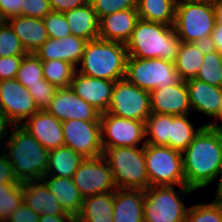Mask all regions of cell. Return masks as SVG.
<instances>
[{"label":"cell","instance_id":"obj_36","mask_svg":"<svg viewBox=\"0 0 222 222\" xmlns=\"http://www.w3.org/2000/svg\"><path fill=\"white\" fill-rule=\"evenodd\" d=\"M43 77L42 61L34 54H26L16 74V80L27 89L40 83Z\"/></svg>","mask_w":222,"mask_h":222},{"label":"cell","instance_id":"obj_50","mask_svg":"<svg viewBox=\"0 0 222 222\" xmlns=\"http://www.w3.org/2000/svg\"><path fill=\"white\" fill-rule=\"evenodd\" d=\"M212 40L215 43L216 50L222 54V24L216 22L214 30L211 34Z\"/></svg>","mask_w":222,"mask_h":222},{"label":"cell","instance_id":"obj_46","mask_svg":"<svg viewBox=\"0 0 222 222\" xmlns=\"http://www.w3.org/2000/svg\"><path fill=\"white\" fill-rule=\"evenodd\" d=\"M2 183H19L16 179L12 164L3 152H0V187Z\"/></svg>","mask_w":222,"mask_h":222},{"label":"cell","instance_id":"obj_8","mask_svg":"<svg viewBox=\"0 0 222 222\" xmlns=\"http://www.w3.org/2000/svg\"><path fill=\"white\" fill-rule=\"evenodd\" d=\"M144 156L149 187L186 185L181 152L168 146L145 144Z\"/></svg>","mask_w":222,"mask_h":222},{"label":"cell","instance_id":"obj_40","mask_svg":"<svg viewBox=\"0 0 222 222\" xmlns=\"http://www.w3.org/2000/svg\"><path fill=\"white\" fill-rule=\"evenodd\" d=\"M57 87L50 84L45 78L40 80V83L31 85L28 88L29 93L32 95L34 102L39 110H46L57 91Z\"/></svg>","mask_w":222,"mask_h":222},{"label":"cell","instance_id":"obj_20","mask_svg":"<svg viewBox=\"0 0 222 222\" xmlns=\"http://www.w3.org/2000/svg\"><path fill=\"white\" fill-rule=\"evenodd\" d=\"M139 20L137 7L104 16L99 19V38L126 44Z\"/></svg>","mask_w":222,"mask_h":222},{"label":"cell","instance_id":"obj_6","mask_svg":"<svg viewBox=\"0 0 222 222\" xmlns=\"http://www.w3.org/2000/svg\"><path fill=\"white\" fill-rule=\"evenodd\" d=\"M195 190L180 185L150 186L144 196V222H185L189 208L184 198Z\"/></svg>","mask_w":222,"mask_h":222},{"label":"cell","instance_id":"obj_32","mask_svg":"<svg viewBox=\"0 0 222 222\" xmlns=\"http://www.w3.org/2000/svg\"><path fill=\"white\" fill-rule=\"evenodd\" d=\"M43 77L58 89L69 88L76 72V67L68 62L54 59L42 61Z\"/></svg>","mask_w":222,"mask_h":222},{"label":"cell","instance_id":"obj_41","mask_svg":"<svg viewBox=\"0 0 222 222\" xmlns=\"http://www.w3.org/2000/svg\"><path fill=\"white\" fill-rule=\"evenodd\" d=\"M98 18L114 12L136 8V0H89Z\"/></svg>","mask_w":222,"mask_h":222},{"label":"cell","instance_id":"obj_38","mask_svg":"<svg viewBox=\"0 0 222 222\" xmlns=\"http://www.w3.org/2000/svg\"><path fill=\"white\" fill-rule=\"evenodd\" d=\"M25 50L19 38L14 33L11 26L6 21L0 22V57L26 55Z\"/></svg>","mask_w":222,"mask_h":222},{"label":"cell","instance_id":"obj_17","mask_svg":"<svg viewBox=\"0 0 222 222\" xmlns=\"http://www.w3.org/2000/svg\"><path fill=\"white\" fill-rule=\"evenodd\" d=\"M114 83L115 81L89 77L76 71L70 87L76 95L103 114L108 111Z\"/></svg>","mask_w":222,"mask_h":222},{"label":"cell","instance_id":"obj_25","mask_svg":"<svg viewBox=\"0 0 222 222\" xmlns=\"http://www.w3.org/2000/svg\"><path fill=\"white\" fill-rule=\"evenodd\" d=\"M54 194L57 202L73 219L81 212L83 197L77 189L73 178L44 176L41 179Z\"/></svg>","mask_w":222,"mask_h":222},{"label":"cell","instance_id":"obj_14","mask_svg":"<svg viewBox=\"0 0 222 222\" xmlns=\"http://www.w3.org/2000/svg\"><path fill=\"white\" fill-rule=\"evenodd\" d=\"M0 108L14 125H21L39 111L28 89L15 78L0 81Z\"/></svg>","mask_w":222,"mask_h":222},{"label":"cell","instance_id":"obj_5","mask_svg":"<svg viewBox=\"0 0 222 222\" xmlns=\"http://www.w3.org/2000/svg\"><path fill=\"white\" fill-rule=\"evenodd\" d=\"M102 156L110 166L117 189L147 190L149 188L144 145L103 149Z\"/></svg>","mask_w":222,"mask_h":222},{"label":"cell","instance_id":"obj_22","mask_svg":"<svg viewBox=\"0 0 222 222\" xmlns=\"http://www.w3.org/2000/svg\"><path fill=\"white\" fill-rule=\"evenodd\" d=\"M144 196L142 189H116L113 222H144Z\"/></svg>","mask_w":222,"mask_h":222},{"label":"cell","instance_id":"obj_26","mask_svg":"<svg viewBox=\"0 0 222 222\" xmlns=\"http://www.w3.org/2000/svg\"><path fill=\"white\" fill-rule=\"evenodd\" d=\"M71 35L87 41L99 38V18L90 2L73 10L64 12Z\"/></svg>","mask_w":222,"mask_h":222},{"label":"cell","instance_id":"obj_47","mask_svg":"<svg viewBox=\"0 0 222 222\" xmlns=\"http://www.w3.org/2000/svg\"><path fill=\"white\" fill-rule=\"evenodd\" d=\"M49 2L53 12L64 13L85 5L89 0H49Z\"/></svg>","mask_w":222,"mask_h":222},{"label":"cell","instance_id":"obj_7","mask_svg":"<svg viewBox=\"0 0 222 222\" xmlns=\"http://www.w3.org/2000/svg\"><path fill=\"white\" fill-rule=\"evenodd\" d=\"M216 24L212 0H178L174 30L181 42L193 43L211 36Z\"/></svg>","mask_w":222,"mask_h":222},{"label":"cell","instance_id":"obj_27","mask_svg":"<svg viewBox=\"0 0 222 222\" xmlns=\"http://www.w3.org/2000/svg\"><path fill=\"white\" fill-rule=\"evenodd\" d=\"M114 192L83 198L81 212L74 222H113Z\"/></svg>","mask_w":222,"mask_h":222},{"label":"cell","instance_id":"obj_19","mask_svg":"<svg viewBox=\"0 0 222 222\" xmlns=\"http://www.w3.org/2000/svg\"><path fill=\"white\" fill-rule=\"evenodd\" d=\"M87 40L70 35L62 39L48 38L34 54L41 61L62 60L73 64L76 68L79 65Z\"/></svg>","mask_w":222,"mask_h":222},{"label":"cell","instance_id":"obj_18","mask_svg":"<svg viewBox=\"0 0 222 222\" xmlns=\"http://www.w3.org/2000/svg\"><path fill=\"white\" fill-rule=\"evenodd\" d=\"M21 126L27 130L45 149L64 146L62 121L46 110H39L27 118Z\"/></svg>","mask_w":222,"mask_h":222},{"label":"cell","instance_id":"obj_23","mask_svg":"<svg viewBox=\"0 0 222 222\" xmlns=\"http://www.w3.org/2000/svg\"><path fill=\"white\" fill-rule=\"evenodd\" d=\"M24 202L40 215H69L42 180L23 183Z\"/></svg>","mask_w":222,"mask_h":222},{"label":"cell","instance_id":"obj_10","mask_svg":"<svg viewBox=\"0 0 222 222\" xmlns=\"http://www.w3.org/2000/svg\"><path fill=\"white\" fill-rule=\"evenodd\" d=\"M107 112L145 122L151 114L150 92L140 89L125 78L115 81Z\"/></svg>","mask_w":222,"mask_h":222},{"label":"cell","instance_id":"obj_16","mask_svg":"<svg viewBox=\"0 0 222 222\" xmlns=\"http://www.w3.org/2000/svg\"><path fill=\"white\" fill-rule=\"evenodd\" d=\"M151 112L168 115H187L192 112L189 103V92L186 81L170 85L165 88H156L150 92Z\"/></svg>","mask_w":222,"mask_h":222},{"label":"cell","instance_id":"obj_33","mask_svg":"<svg viewBox=\"0 0 222 222\" xmlns=\"http://www.w3.org/2000/svg\"><path fill=\"white\" fill-rule=\"evenodd\" d=\"M170 136V115L153 113L145 121L146 144L167 146Z\"/></svg>","mask_w":222,"mask_h":222},{"label":"cell","instance_id":"obj_29","mask_svg":"<svg viewBox=\"0 0 222 222\" xmlns=\"http://www.w3.org/2000/svg\"><path fill=\"white\" fill-rule=\"evenodd\" d=\"M178 0H136L141 20L173 26Z\"/></svg>","mask_w":222,"mask_h":222},{"label":"cell","instance_id":"obj_52","mask_svg":"<svg viewBox=\"0 0 222 222\" xmlns=\"http://www.w3.org/2000/svg\"><path fill=\"white\" fill-rule=\"evenodd\" d=\"M216 22L222 24V0H212Z\"/></svg>","mask_w":222,"mask_h":222},{"label":"cell","instance_id":"obj_44","mask_svg":"<svg viewBox=\"0 0 222 222\" xmlns=\"http://www.w3.org/2000/svg\"><path fill=\"white\" fill-rule=\"evenodd\" d=\"M40 214L29 208L25 202L5 222H38Z\"/></svg>","mask_w":222,"mask_h":222},{"label":"cell","instance_id":"obj_11","mask_svg":"<svg viewBox=\"0 0 222 222\" xmlns=\"http://www.w3.org/2000/svg\"><path fill=\"white\" fill-rule=\"evenodd\" d=\"M103 149L112 147H137L146 144L145 122L122 118L105 112L100 116Z\"/></svg>","mask_w":222,"mask_h":222},{"label":"cell","instance_id":"obj_30","mask_svg":"<svg viewBox=\"0 0 222 222\" xmlns=\"http://www.w3.org/2000/svg\"><path fill=\"white\" fill-rule=\"evenodd\" d=\"M187 115H170V136L168 147L183 152L193 141L195 135L204 126L202 124L198 129L191 123ZM196 129V130H195Z\"/></svg>","mask_w":222,"mask_h":222},{"label":"cell","instance_id":"obj_34","mask_svg":"<svg viewBox=\"0 0 222 222\" xmlns=\"http://www.w3.org/2000/svg\"><path fill=\"white\" fill-rule=\"evenodd\" d=\"M24 202L23 183H2L0 187V212L3 219L13 214Z\"/></svg>","mask_w":222,"mask_h":222},{"label":"cell","instance_id":"obj_37","mask_svg":"<svg viewBox=\"0 0 222 222\" xmlns=\"http://www.w3.org/2000/svg\"><path fill=\"white\" fill-rule=\"evenodd\" d=\"M185 222H222V200L190 206Z\"/></svg>","mask_w":222,"mask_h":222},{"label":"cell","instance_id":"obj_13","mask_svg":"<svg viewBox=\"0 0 222 222\" xmlns=\"http://www.w3.org/2000/svg\"><path fill=\"white\" fill-rule=\"evenodd\" d=\"M72 178L83 198L117 189L110 166L103 156L85 158Z\"/></svg>","mask_w":222,"mask_h":222},{"label":"cell","instance_id":"obj_53","mask_svg":"<svg viewBox=\"0 0 222 222\" xmlns=\"http://www.w3.org/2000/svg\"><path fill=\"white\" fill-rule=\"evenodd\" d=\"M213 119H215V121L212 120L213 122L204 123V125H206L208 127H212V128H220V129H222V125L217 124V122L219 120H221V122H222V100H221V103H220L219 111H218L217 115Z\"/></svg>","mask_w":222,"mask_h":222},{"label":"cell","instance_id":"obj_31","mask_svg":"<svg viewBox=\"0 0 222 222\" xmlns=\"http://www.w3.org/2000/svg\"><path fill=\"white\" fill-rule=\"evenodd\" d=\"M203 58L204 54L193 43L181 42L174 64L182 81L196 77Z\"/></svg>","mask_w":222,"mask_h":222},{"label":"cell","instance_id":"obj_55","mask_svg":"<svg viewBox=\"0 0 222 222\" xmlns=\"http://www.w3.org/2000/svg\"><path fill=\"white\" fill-rule=\"evenodd\" d=\"M0 222H5V220H4L3 217H2L1 212H0Z\"/></svg>","mask_w":222,"mask_h":222},{"label":"cell","instance_id":"obj_35","mask_svg":"<svg viewBox=\"0 0 222 222\" xmlns=\"http://www.w3.org/2000/svg\"><path fill=\"white\" fill-rule=\"evenodd\" d=\"M195 79L222 87V54L218 51L205 54L203 64L200 66Z\"/></svg>","mask_w":222,"mask_h":222},{"label":"cell","instance_id":"obj_54","mask_svg":"<svg viewBox=\"0 0 222 222\" xmlns=\"http://www.w3.org/2000/svg\"><path fill=\"white\" fill-rule=\"evenodd\" d=\"M218 176H220L219 177L220 180H219V183H218V186H217L215 198L219 199V200H222V166L219 170Z\"/></svg>","mask_w":222,"mask_h":222},{"label":"cell","instance_id":"obj_3","mask_svg":"<svg viewBox=\"0 0 222 222\" xmlns=\"http://www.w3.org/2000/svg\"><path fill=\"white\" fill-rule=\"evenodd\" d=\"M181 40L174 26L139 20L126 42L128 57L175 62Z\"/></svg>","mask_w":222,"mask_h":222},{"label":"cell","instance_id":"obj_1","mask_svg":"<svg viewBox=\"0 0 222 222\" xmlns=\"http://www.w3.org/2000/svg\"><path fill=\"white\" fill-rule=\"evenodd\" d=\"M182 155L186 186L193 190L208 187L222 166V129L204 125Z\"/></svg>","mask_w":222,"mask_h":222},{"label":"cell","instance_id":"obj_15","mask_svg":"<svg viewBox=\"0 0 222 222\" xmlns=\"http://www.w3.org/2000/svg\"><path fill=\"white\" fill-rule=\"evenodd\" d=\"M59 121L71 119L84 121H100L101 113L69 88L57 89L46 109Z\"/></svg>","mask_w":222,"mask_h":222},{"label":"cell","instance_id":"obj_39","mask_svg":"<svg viewBox=\"0 0 222 222\" xmlns=\"http://www.w3.org/2000/svg\"><path fill=\"white\" fill-rule=\"evenodd\" d=\"M43 21L49 38L62 39L71 35V30L64 13L50 12Z\"/></svg>","mask_w":222,"mask_h":222},{"label":"cell","instance_id":"obj_43","mask_svg":"<svg viewBox=\"0 0 222 222\" xmlns=\"http://www.w3.org/2000/svg\"><path fill=\"white\" fill-rule=\"evenodd\" d=\"M25 55L0 57V81L16 78L21 61Z\"/></svg>","mask_w":222,"mask_h":222},{"label":"cell","instance_id":"obj_2","mask_svg":"<svg viewBox=\"0 0 222 222\" xmlns=\"http://www.w3.org/2000/svg\"><path fill=\"white\" fill-rule=\"evenodd\" d=\"M3 153L12 164L19 182L41 180L47 171L49 150L21 125H14Z\"/></svg>","mask_w":222,"mask_h":222},{"label":"cell","instance_id":"obj_51","mask_svg":"<svg viewBox=\"0 0 222 222\" xmlns=\"http://www.w3.org/2000/svg\"><path fill=\"white\" fill-rule=\"evenodd\" d=\"M38 222H74L70 215H40Z\"/></svg>","mask_w":222,"mask_h":222},{"label":"cell","instance_id":"obj_12","mask_svg":"<svg viewBox=\"0 0 222 222\" xmlns=\"http://www.w3.org/2000/svg\"><path fill=\"white\" fill-rule=\"evenodd\" d=\"M64 146L81 154L84 158L102 156L100 121L71 119L62 122Z\"/></svg>","mask_w":222,"mask_h":222},{"label":"cell","instance_id":"obj_42","mask_svg":"<svg viewBox=\"0 0 222 222\" xmlns=\"http://www.w3.org/2000/svg\"><path fill=\"white\" fill-rule=\"evenodd\" d=\"M52 12L49 0H23L21 16L43 19Z\"/></svg>","mask_w":222,"mask_h":222},{"label":"cell","instance_id":"obj_21","mask_svg":"<svg viewBox=\"0 0 222 222\" xmlns=\"http://www.w3.org/2000/svg\"><path fill=\"white\" fill-rule=\"evenodd\" d=\"M191 109L206 116L217 115L222 100V87L207 84L198 79L186 81Z\"/></svg>","mask_w":222,"mask_h":222},{"label":"cell","instance_id":"obj_9","mask_svg":"<svg viewBox=\"0 0 222 222\" xmlns=\"http://www.w3.org/2000/svg\"><path fill=\"white\" fill-rule=\"evenodd\" d=\"M124 78L148 92L156 88L175 85L181 81L175 64L160 58L141 59L128 57Z\"/></svg>","mask_w":222,"mask_h":222},{"label":"cell","instance_id":"obj_28","mask_svg":"<svg viewBox=\"0 0 222 222\" xmlns=\"http://www.w3.org/2000/svg\"><path fill=\"white\" fill-rule=\"evenodd\" d=\"M85 158L67 146L49 150L45 176L72 178Z\"/></svg>","mask_w":222,"mask_h":222},{"label":"cell","instance_id":"obj_45","mask_svg":"<svg viewBox=\"0 0 222 222\" xmlns=\"http://www.w3.org/2000/svg\"><path fill=\"white\" fill-rule=\"evenodd\" d=\"M23 0H0V19L7 21L12 17L21 15V3Z\"/></svg>","mask_w":222,"mask_h":222},{"label":"cell","instance_id":"obj_24","mask_svg":"<svg viewBox=\"0 0 222 222\" xmlns=\"http://www.w3.org/2000/svg\"><path fill=\"white\" fill-rule=\"evenodd\" d=\"M28 53H34L49 38L43 19L16 16L6 21Z\"/></svg>","mask_w":222,"mask_h":222},{"label":"cell","instance_id":"obj_49","mask_svg":"<svg viewBox=\"0 0 222 222\" xmlns=\"http://www.w3.org/2000/svg\"><path fill=\"white\" fill-rule=\"evenodd\" d=\"M193 44L205 55L209 52H215V43L211 36H204L202 39L194 41Z\"/></svg>","mask_w":222,"mask_h":222},{"label":"cell","instance_id":"obj_48","mask_svg":"<svg viewBox=\"0 0 222 222\" xmlns=\"http://www.w3.org/2000/svg\"><path fill=\"white\" fill-rule=\"evenodd\" d=\"M14 124L8 119L7 115L4 111L0 108V147L1 144L5 147L6 140H8L11 128H13ZM5 141V142H4ZM3 148H0V152H3Z\"/></svg>","mask_w":222,"mask_h":222},{"label":"cell","instance_id":"obj_4","mask_svg":"<svg viewBox=\"0 0 222 222\" xmlns=\"http://www.w3.org/2000/svg\"><path fill=\"white\" fill-rule=\"evenodd\" d=\"M128 53L125 44L103 39L86 43L76 71L93 78L118 81L125 77Z\"/></svg>","mask_w":222,"mask_h":222}]
</instances>
